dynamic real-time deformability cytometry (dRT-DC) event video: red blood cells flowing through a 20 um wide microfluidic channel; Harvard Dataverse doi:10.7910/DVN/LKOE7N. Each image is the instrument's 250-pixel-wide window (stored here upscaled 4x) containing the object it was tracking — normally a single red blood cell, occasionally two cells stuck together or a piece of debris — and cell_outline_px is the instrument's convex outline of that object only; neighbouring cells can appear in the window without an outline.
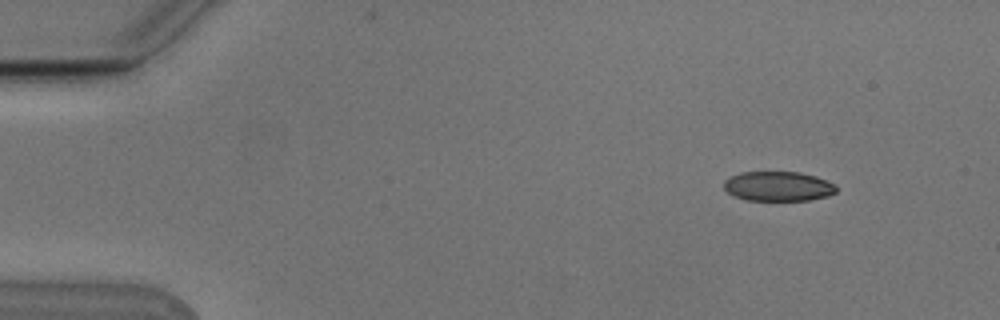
{"species": "Egyptian fruit bat (a non-hibernating species)", "species_latin": "Rousettus aegyptiacus", "temperature_condition": "cold", "stored_images_in_passage": 5, "camera_frame_rate_fps": 3000, "um_per_image_px": 0.085, "animal": {"sex": "male"}, "frame": {"image": 1, "passage_image": 1, "time_ms": 0.0, "image_size_px": [1000, 320], "cell_outline_px": [[836, 192], [828, 196], [808, 200], [744, 200], [732, 196], [724, 188], [724, 180], [740, 172], [800, 172], [816, 176], [836, 184]], "centroid_in_image_um": [66.14, 15.83], "position_along_channel_um": 18.9, "area_um2": 19.54}}